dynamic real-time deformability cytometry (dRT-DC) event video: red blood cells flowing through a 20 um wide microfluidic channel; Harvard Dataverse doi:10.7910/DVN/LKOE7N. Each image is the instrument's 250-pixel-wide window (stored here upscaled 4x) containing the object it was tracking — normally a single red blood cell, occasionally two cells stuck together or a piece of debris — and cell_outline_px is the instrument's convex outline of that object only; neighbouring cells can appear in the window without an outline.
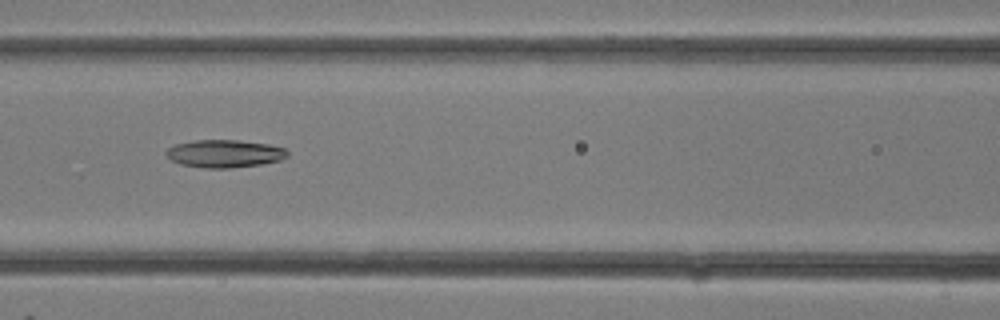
{"species": "common noctule bat (a hibernating species)", "species_latin": "Nyctalus noctula", "temperature_condition": "room temperature", "stored_images_in_passage": 25, "camera_frame_rate_fps": 3000, "um_per_image_px": 0.085, "animal": {"sex": "female"}, "frame": {"image": 1, "passage_image": 10, "time_ms": 3.0, "image_size_px": [1000, 320], "cell_outline_px": [[288, 156], [280, 160], [260, 164], [228, 168], [204, 168], [180, 164], [172, 160], [164, 152], [168, 148], [176, 144], [196, 140], [240, 140], [268, 144], [284, 148], [288, 152]], "centroid_in_image_um": [19.08, 13.05], "position_along_channel_um": 147.5, "area_um2": 19.48}}
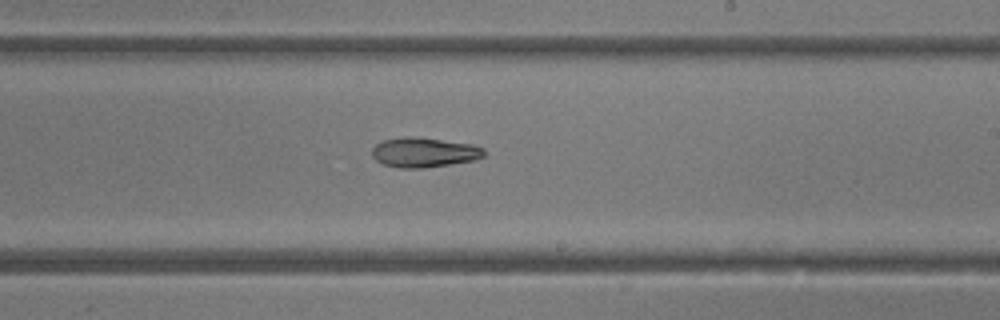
{"frame": {"image": 2, "passage_image": 15, "time_ms": 4.667, "image_size_px": [1000, 320], "cell_outline_px": [[484, 156], [476, 160], [424, 168], [400, 168], [384, 164], [376, 160], [372, 156], [372, 148], [376, 144], [384, 140], [408, 136], [416, 136], [472, 144], [484, 148]], "centroid_in_image_um": [36.05, 12.95], "position_along_channel_um": 252.9, "area_um2": 19.48}}
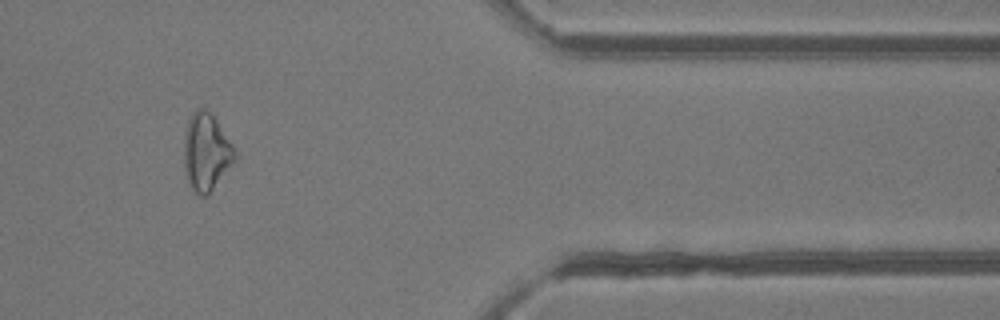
{"frame": {"image": 3, "passage_image": 23, "time_ms": 7.333, "image_size_px": [1000, 320], "cell_outline_px": [[236, 160], [208, 196], [200, 196], [188, 184], [184, 168], [184, 136], [188, 120], [192, 112], [196, 108], [204, 108], [212, 112], [232, 144], [236, 152]], "centroid_in_image_um": [17.53, 12.92], "position_along_channel_um": 393.9, "area_um2": 23.29}}